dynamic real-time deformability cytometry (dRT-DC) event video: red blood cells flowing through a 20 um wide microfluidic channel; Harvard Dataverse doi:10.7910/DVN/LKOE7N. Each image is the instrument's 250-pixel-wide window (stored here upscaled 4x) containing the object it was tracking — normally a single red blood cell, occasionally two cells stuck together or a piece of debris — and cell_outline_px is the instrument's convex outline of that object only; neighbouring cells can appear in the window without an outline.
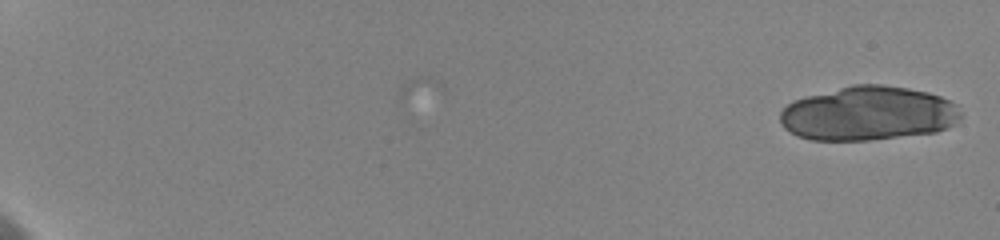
{"species": "human", "species_latin": "Homo sapiens", "temperature_condition": "cold", "stored_images_in_passage": 3, "camera_frame_rate_fps": 3000, "um_per_image_px": 0.085, "donor": {"sex": "female"}, "frame": {"image": 1, "passage_image": 3, "time_ms": 0.667, "image_size_px": [1000, 240], "cell_outline_px": [[960, 116], [956, 124], [948, 128], [936, 132], [868, 140], [812, 140], [796, 136], [784, 128], [780, 120], [780, 112], [792, 100], [852, 84], [880, 84], [908, 88], [928, 92], [940, 96], [956, 104], [960, 112]], "centroid_in_image_um": [73.79, 9.64], "position_along_channel_um": 11.2, "area_um2": 57.16}}